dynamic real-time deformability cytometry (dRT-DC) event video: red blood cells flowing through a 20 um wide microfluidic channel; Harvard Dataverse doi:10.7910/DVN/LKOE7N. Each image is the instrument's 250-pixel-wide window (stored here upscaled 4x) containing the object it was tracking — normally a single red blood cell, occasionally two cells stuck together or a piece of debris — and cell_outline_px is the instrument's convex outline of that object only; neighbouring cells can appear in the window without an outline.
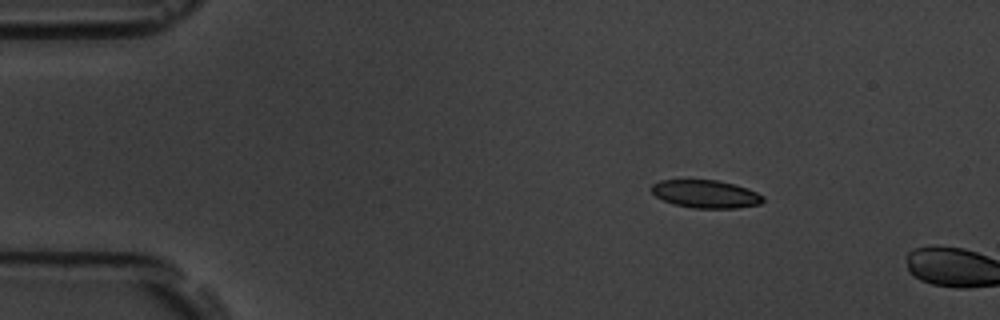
{"species": "common noctule bat (a hibernating species)", "species_latin": "Nyctalus noctula", "temperature_condition": "room temperature", "stored_images_in_passage": 2, "camera_frame_rate_fps": 3000, "um_per_image_px": 0.085, "animal": {"sex": "male", "body_mass_g": 19.5, "forearm_length_mm": 54.6}, "frame": {"image": 1, "passage_image": 1, "time_ms": 0.0, "image_size_px": [1000, 320], "cell_outline_px": [[764, 200], [760, 204], [736, 208], [692, 208], [676, 204], [664, 200], [656, 196], [652, 192], [652, 184], [660, 180], [716, 180], [748, 188], [764, 196]], "centroid_in_image_um": [60.0, 16.49], "position_along_channel_um": 25.0, "area_um2": 17.98}}